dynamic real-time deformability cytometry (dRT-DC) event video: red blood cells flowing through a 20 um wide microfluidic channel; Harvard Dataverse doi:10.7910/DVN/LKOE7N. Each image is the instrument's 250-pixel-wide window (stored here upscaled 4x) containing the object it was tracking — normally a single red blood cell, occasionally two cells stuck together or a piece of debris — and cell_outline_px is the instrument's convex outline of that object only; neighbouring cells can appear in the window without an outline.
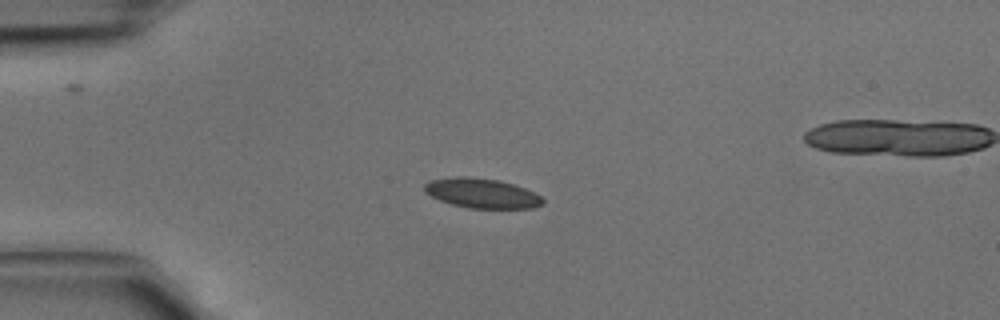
{"species": "common noctule bat (a hibernating species)", "species_latin": "Nyctalus noctula", "temperature_condition": "cold", "stored_images_in_passage": 3, "camera_frame_rate_fps": 3000, "um_per_image_px": 0.085, "animal": {"sex": "male", "body_mass_g": 15.6}, "frame": {"image": 1, "passage_image": 2, "time_ms": 0.333, "image_size_px": [1000, 320], "cell_outline_px": [[544, 204], [532, 208], [468, 208], [452, 204], [440, 200], [424, 192], [424, 184], [428, 180], [456, 176], [468, 176], [500, 180], [524, 188], [540, 196], [544, 200]], "centroid_in_image_um": [40.92, 16.41], "position_along_channel_um": 44.1, "area_um2": 20.52}}